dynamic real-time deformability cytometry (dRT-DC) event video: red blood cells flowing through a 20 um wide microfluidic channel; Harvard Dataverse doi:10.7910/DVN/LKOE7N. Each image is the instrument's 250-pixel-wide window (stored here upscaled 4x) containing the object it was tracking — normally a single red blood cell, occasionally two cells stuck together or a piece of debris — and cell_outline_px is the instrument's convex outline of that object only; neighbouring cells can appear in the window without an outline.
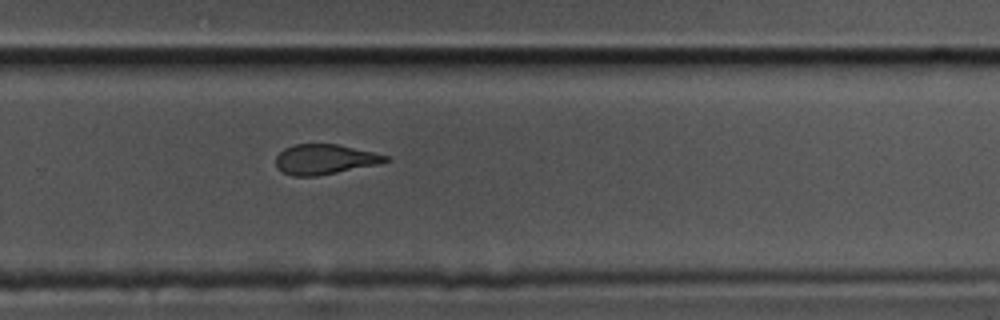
{"species": "common noctule bat (a hibernating species)", "species_latin": "Nyctalus noctula", "temperature_condition": "cold", "stored_images_in_passage": 38, "camera_frame_rate_fps": 3000, "um_per_image_px": 0.085, "animal": {"sex": "male", "body_mass_g": 17.5, "forearm_length_mm": 52.3}, "frame": {"image": 1, "passage_image": 22, "time_ms": 7.0, "image_size_px": [1000, 320], "cell_outline_px": [[392, 160], [380, 164], [316, 176], [292, 176], [284, 172], [276, 164], [276, 156], [284, 148], [296, 144], [336, 144], [372, 152], [388, 156]], "centroid_in_image_um": [27.62, 13.54], "position_along_channel_um": 302.2, "area_um2": 19.02}, "authors_computed_cell_mechanics": {"area_um2": 20.8947, "velocity_mm_per_s": 3.503, "shape_relaxation_time_tau1_ms": null, "shape_relaxation_time_tau2_ms": 2.9932, "deformation_change_tau1": null, "deformation_change_tau2": 0.1046}}